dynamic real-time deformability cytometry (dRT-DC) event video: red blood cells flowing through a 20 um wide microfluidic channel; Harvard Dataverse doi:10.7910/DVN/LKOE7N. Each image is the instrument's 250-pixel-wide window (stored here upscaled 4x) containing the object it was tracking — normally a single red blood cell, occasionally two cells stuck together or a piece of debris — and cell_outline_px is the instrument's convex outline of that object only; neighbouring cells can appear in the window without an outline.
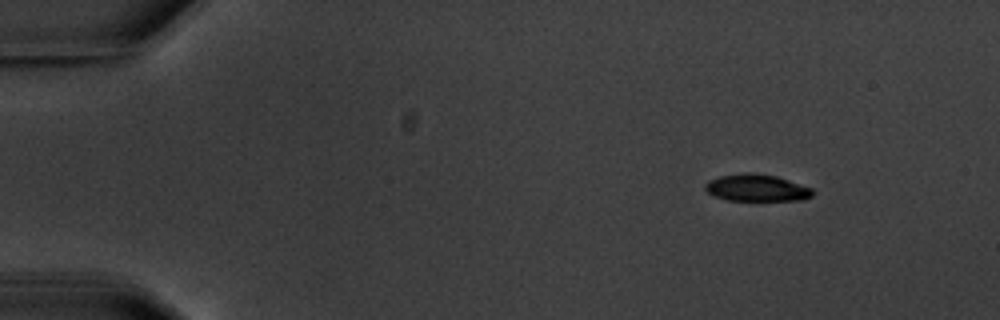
{"species": "common noctule bat (a hibernating species)", "species_latin": "Nyctalus noctula", "temperature_condition": "warm", "stored_images_in_passage": 4, "camera_frame_rate_fps": 3000, "um_per_image_px": 0.085, "animal": {"sex": "male", "body_mass_g": 20.1, "forearm_length_mm": 53.5}, "frame": {"image": 1, "passage_image": 1, "time_ms": 0.0, "image_size_px": [1000, 320], "cell_outline_px": [[816, 192], [812, 196], [804, 200], [728, 200], [712, 196], [704, 188], [704, 184], [708, 180], [720, 176], [744, 172], [752, 172], [776, 176], [812, 188]], "centroid_in_image_um": [64.31, 15.96], "position_along_channel_um": 20.7, "area_um2": 17.05}}
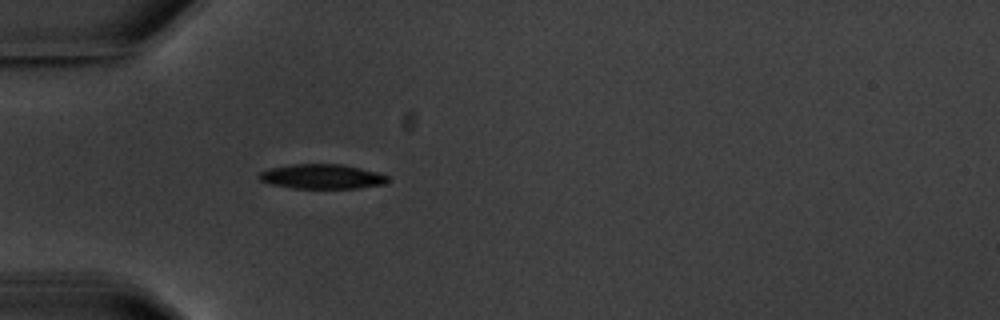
{"frame": {"image": 2, "passage_image": 4, "time_ms": 3.667, "image_size_px": [1000, 320], "cell_outline_px": [[388, 180], [384, 184], [360, 188], [292, 188], [272, 184], [260, 180], [256, 176], [260, 172], [268, 168], [292, 164], [340, 164], [360, 168], [376, 172], [388, 176]], "centroid_in_image_um": [27.33, 15.0], "position_along_channel_um": 57.7, "area_um2": 18.44}}